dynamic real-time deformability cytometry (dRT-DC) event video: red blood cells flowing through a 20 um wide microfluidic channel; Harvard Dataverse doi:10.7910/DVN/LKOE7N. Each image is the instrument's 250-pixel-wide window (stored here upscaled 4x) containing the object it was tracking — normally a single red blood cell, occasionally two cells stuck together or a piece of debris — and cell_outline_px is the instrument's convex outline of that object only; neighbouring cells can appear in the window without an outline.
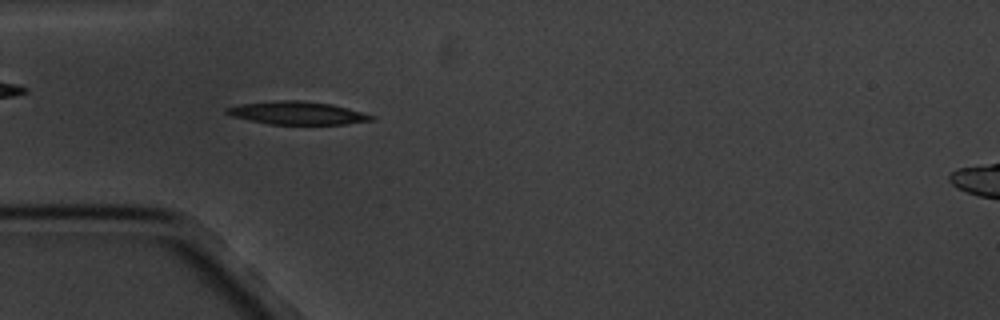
{"species": "common noctule bat (a hibernating species)", "species_latin": "Nyctalus noctula", "temperature_condition": "cold", "stored_images_in_passage": 6, "camera_frame_rate_fps": 3000, "um_per_image_px": 0.085, "animal": {"sex": "male", "body_mass_g": 20.1, "forearm_length_mm": 53.5}, "frame": {"image": 1, "passage_image": 4, "time_ms": 3.333, "image_size_px": [1000, 320], "cell_outline_px": [[376, 120], [344, 124], [268, 124], [232, 116], [224, 112], [224, 108], [240, 104], [272, 100], [300, 100], [332, 104], [348, 108], [376, 116]], "centroid_in_image_um": [25.27, 9.6], "position_along_channel_um": 59.7, "area_um2": 19.54}}
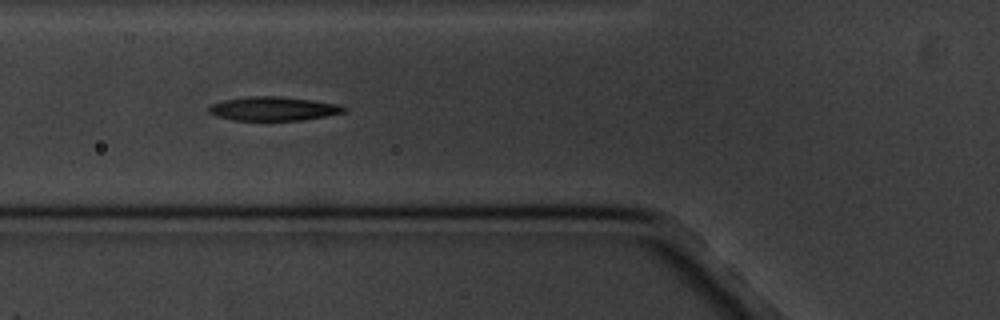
{"frame": {"image": 2, "passage_image": 5, "time_ms": 4.667, "image_size_px": [1000, 320], "cell_outline_px": [[348, 112], [304, 120], [232, 120], [216, 116], [208, 112], [208, 108], [212, 104], [224, 100], [248, 96], [280, 96], [312, 100], [340, 104], [348, 108]], "centroid_in_image_um": [23.29, 9.24], "position_along_channel_um": 102.5, "area_um2": 19.02}}
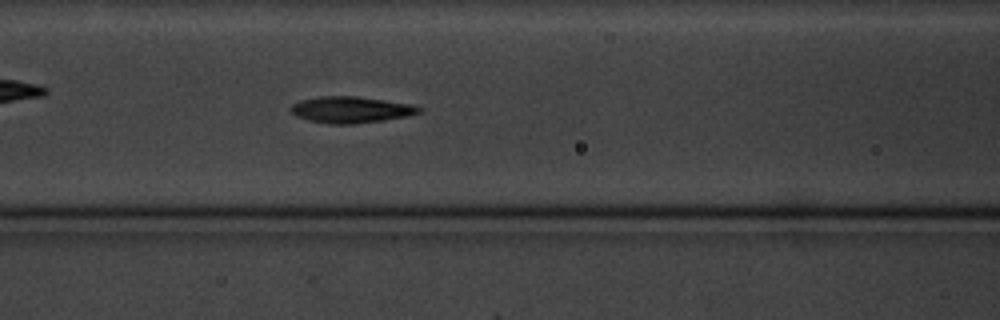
{"frame": {"image": 3, "passage_image": 6, "time_ms": 5.667, "image_size_px": [1000, 320], "cell_outline_px": [[424, 108], [420, 112], [408, 116], [384, 120], [356, 124], [328, 124], [308, 120], [296, 116], [288, 108], [292, 104], [300, 100], [320, 96], [356, 96], [412, 104]], "centroid_in_image_um": [29.82, 9.33], "position_along_channel_um": 136.8, "area_um2": 19.88}}